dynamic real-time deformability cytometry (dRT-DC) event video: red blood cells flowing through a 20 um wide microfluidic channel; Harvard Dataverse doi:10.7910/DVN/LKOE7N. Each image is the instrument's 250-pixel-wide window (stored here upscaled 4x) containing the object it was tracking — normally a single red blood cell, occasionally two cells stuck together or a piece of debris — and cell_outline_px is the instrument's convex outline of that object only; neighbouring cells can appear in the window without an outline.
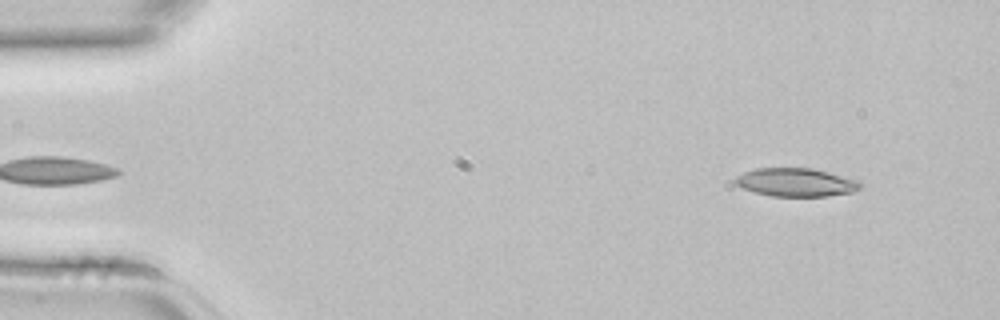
{"species": "common noctule bat (a hibernating species)", "species_latin": "Nyctalus noctula", "temperature_condition": "room temperature", "stored_images_in_passage": 5, "camera_frame_rate_fps": 3000, "um_per_image_px": 0.085, "animal": {"sex": "female", "body_mass_g": 22.7, "forearm_length_mm": 54.2}, "frame": {"image": 1, "passage_image": 5, "time_ms": 1.333, "image_size_px": [1000, 320], "cell_outline_px": [[864, 184], [860, 188], [852, 192], [828, 196], [772, 196], [756, 192], [744, 188], [736, 184], [732, 180], [736, 176], [744, 172], [756, 168], [812, 168], [828, 172], [856, 180]], "centroid_in_image_um": [67.64, 15.49], "position_along_channel_um": 17.4, "area_um2": 20.52}}